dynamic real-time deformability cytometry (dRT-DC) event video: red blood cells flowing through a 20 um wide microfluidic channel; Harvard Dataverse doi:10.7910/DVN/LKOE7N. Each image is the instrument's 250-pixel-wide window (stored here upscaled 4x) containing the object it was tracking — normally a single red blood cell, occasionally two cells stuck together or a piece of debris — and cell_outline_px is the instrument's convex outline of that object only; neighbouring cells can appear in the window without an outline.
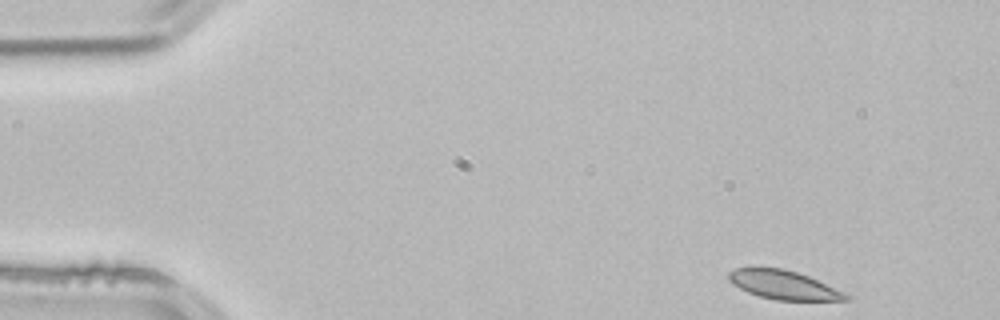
{"species": "common noctule bat (a hibernating species)", "species_latin": "Nyctalus noctula", "temperature_condition": "room temperature", "stored_images_in_passage": 2, "camera_frame_rate_fps": 3000, "um_per_image_px": 0.085, "animal": {"sex": "male", "body_mass_g": 21.5, "forearm_length_mm": 52.0}, "frame": {"image": 1, "passage_image": 2, "time_ms": 0.333, "image_size_px": [1000, 320], "cell_outline_px": [[852, 296], [848, 300], [776, 300], [760, 296], [748, 292], [732, 284], [728, 280], [728, 272], [736, 268], [784, 268], [808, 276], [844, 292]], "centroid_in_image_um": [66.6, 24.22], "position_along_channel_um": 18.4, "area_um2": 19.48}}